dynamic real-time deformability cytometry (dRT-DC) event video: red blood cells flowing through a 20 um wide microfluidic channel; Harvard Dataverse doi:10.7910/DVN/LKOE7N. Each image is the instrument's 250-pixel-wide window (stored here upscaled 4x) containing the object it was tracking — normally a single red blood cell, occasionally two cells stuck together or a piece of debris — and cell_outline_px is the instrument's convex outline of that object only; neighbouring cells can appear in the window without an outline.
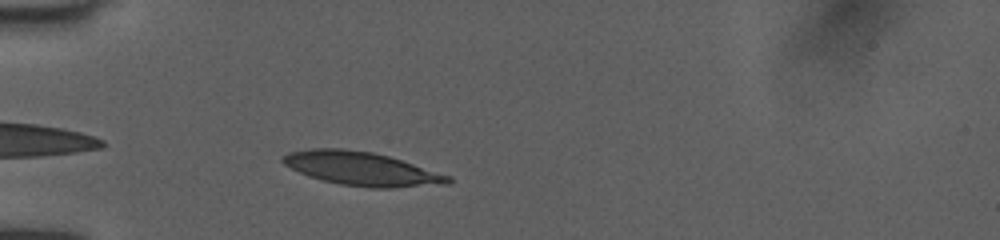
{"species": "human", "species_latin": "Homo sapiens", "temperature_condition": "room temperature", "stored_images_in_passage": 38, "camera_frame_rate_fps": 3000, "um_per_image_px": 0.085, "donor": {"sex": "female"}, "frame": {"image": 1, "passage_image": 3, "time_ms": 0.667, "image_size_px": [1000, 240], "cell_outline_px": [[452, 180], [448, 184], [392, 188], [372, 188], [340, 184], [308, 176], [284, 164], [280, 160], [280, 156], [288, 152], [312, 148], [344, 148], [372, 152], [388, 156], [452, 176]], "centroid_in_image_um": [30.73, 14.34], "position_along_channel_um": 54.3, "area_um2": 32.43}}
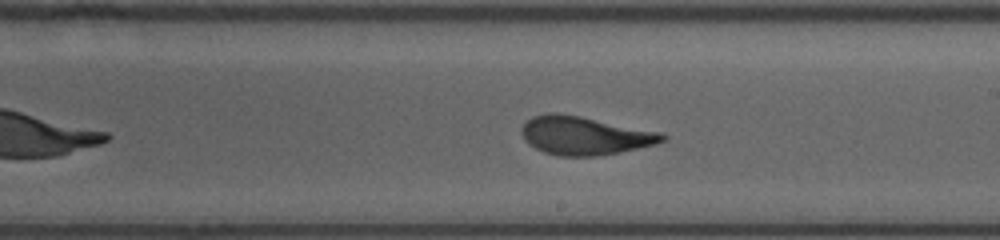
{"frame": {"image": 2, "passage_image": 18, "time_ms": 5.667, "image_size_px": [1000, 240], "cell_outline_px": [[668, 136], [664, 140], [656, 144], [620, 152], [596, 156], [560, 156], [544, 152], [528, 144], [524, 140], [520, 132], [520, 128], [532, 116], [548, 112], [556, 112], [580, 116], [664, 132]], "centroid_in_image_um": [49.69, 11.51], "position_along_channel_um": 239.3, "area_um2": 31.79}}
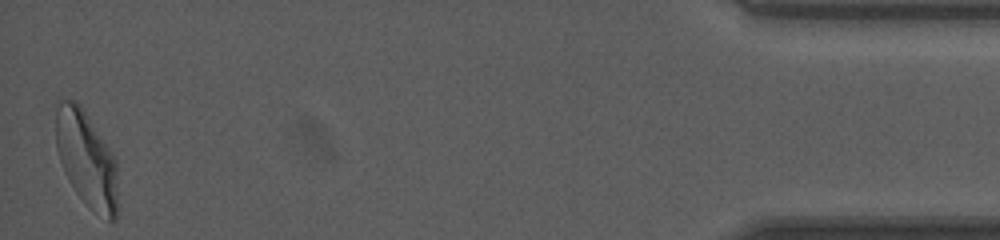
{"frame": {"image": 3, "passage_image": 38, "time_ms": 12.333, "image_size_px": [1000, 240], "cell_outline_px": [[116, 220], [108, 220], [92, 212], [88, 208], [76, 192], [64, 172], [56, 148], [56, 100], [76, 100], [112, 152], [116, 160]], "centroid_in_image_um": [7.33, 13.54], "position_along_channel_um": 427.9, "area_um2": 34.39}, "authors_computed_cell_mechanics": {"area_um2": 31.6166, "velocity_mm_per_s": 4.0277, "shape_relaxation_time_tau1_ms": 3.1529, "shape_relaxation_time_tau2_ms": 0.6643, "deformation_change_tau1": 0.1606, "deformation_change_tau2": 0.0567}}